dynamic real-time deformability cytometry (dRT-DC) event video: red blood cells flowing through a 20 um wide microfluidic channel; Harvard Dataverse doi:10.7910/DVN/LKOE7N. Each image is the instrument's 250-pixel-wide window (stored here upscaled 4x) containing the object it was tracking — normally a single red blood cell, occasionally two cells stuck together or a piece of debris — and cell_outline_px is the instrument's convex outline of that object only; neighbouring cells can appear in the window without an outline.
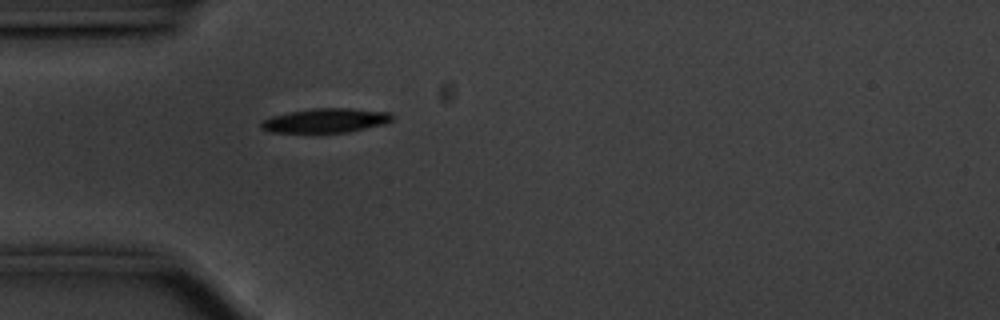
{"species": "common noctule bat (a hibernating species)", "species_latin": "Nyctalus noctula", "temperature_condition": "cold", "stored_images_in_passage": 41, "camera_frame_rate_fps": 3000, "um_per_image_px": 0.085, "animal": {"sex": "male", "body_mass_g": 20.1, "forearm_length_mm": 53.5}, "frame": {"image": 1, "passage_image": 1, "time_ms": 0.0, "image_size_px": [1000, 320], "cell_outline_px": [[392, 120], [384, 124], [348, 132], [268, 132], [260, 128], [260, 124], [264, 120], [272, 116], [288, 112], [312, 108], [352, 108], [392, 112]], "centroid_in_image_um": [27.69, 10.23], "position_along_channel_um": 57.3, "area_um2": 18.55}}
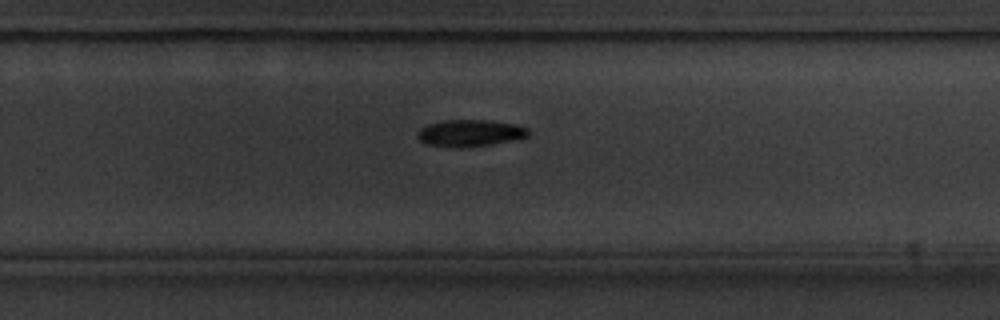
{"frame": {"image": 2, "passage_image": 21, "time_ms": 6.667, "image_size_px": [1000, 320], "cell_outline_px": [[528, 136], [520, 140], [492, 144], [460, 148], [452, 148], [428, 144], [420, 140], [416, 136], [416, 132], [420, 128], [428, 124], [444, 120], [488, 120], [516, 124], [528, 128]], "centroid_in_image_um": [39.97, 11.32], "position_along_channel_um": 289.8, "area_um2": 17.63}}
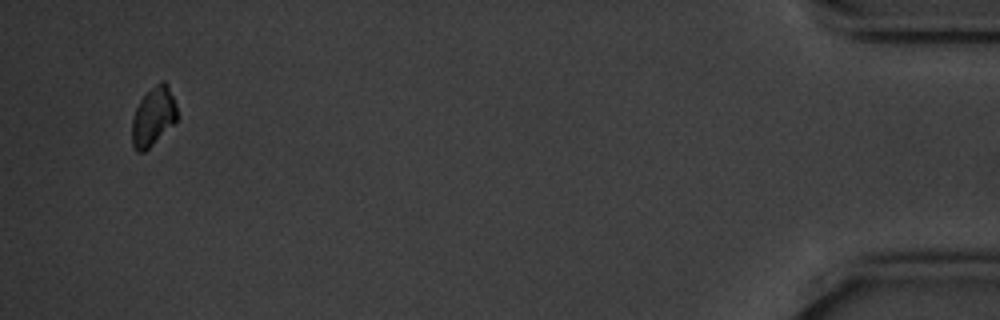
{"frame": {"image": 3, "passage_image": 39, "time_ms": 12.667, "image_size_px": [1000, 320], "cell_outline_px": [[176, 124], [144, 152], [136, 152], [132, 144], [132, 120], [136, 108], [140, 100], [160, 80], [164, 80], [168, 84], [176, 104]], "centroid_in_image_um": [13.04, 9.92], "position_along_channel_um": 422.2, "area_um2": 15.55}, "authors_computed_cell_mechanics": {"area_um2": 17.629, "velocity_mm_per_s": 3.5365, "shape_relaxation_time_tau1_ms": 1.5542, "shape_relaxation_time_tau2_ms": null, "deformation_change_tau1": 0.0829, "deformation_change_tau2": null}}